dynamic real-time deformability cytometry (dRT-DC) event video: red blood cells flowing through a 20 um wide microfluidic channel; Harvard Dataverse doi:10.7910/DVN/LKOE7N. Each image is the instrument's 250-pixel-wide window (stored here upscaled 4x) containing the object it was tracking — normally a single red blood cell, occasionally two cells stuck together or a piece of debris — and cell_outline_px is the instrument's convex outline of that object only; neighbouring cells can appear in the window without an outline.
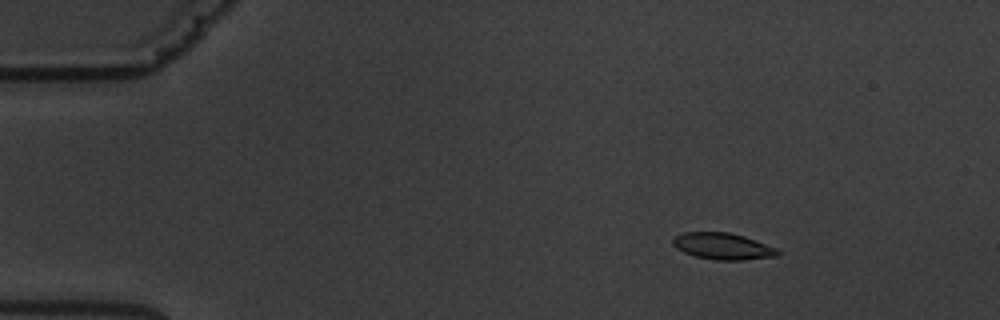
{"species": "common noctule bat (a hibernating species)", "species_latin": "Nyctalus noctula", "temperature_condition": "warm", "stored_images_in_passage": 5, "camera_frame_rate_fps": 3000, "um_per_image_px": 0.085, "animal": {"sex": "male", "body_mass_g": 19.5, "forearm_length_mm": 54.6}, "frame": {"image": 1, "passage_image": 2, "time_ms": 1.0, "image_size_px": [1000, 320], "cell_outline_px": [[780, 252], [776, 256], [744, 260], [716, 260], [696, 256], [684, 252], [676, 248], [672, 244], [672, 240], [676, 236], [684, 232], [728, 232], [744, 236], [776, 248]], "centroid_in_image_um": [61.42, 20.93], "position_along_channel_um": 23.6, "area_um2": 16.07}}
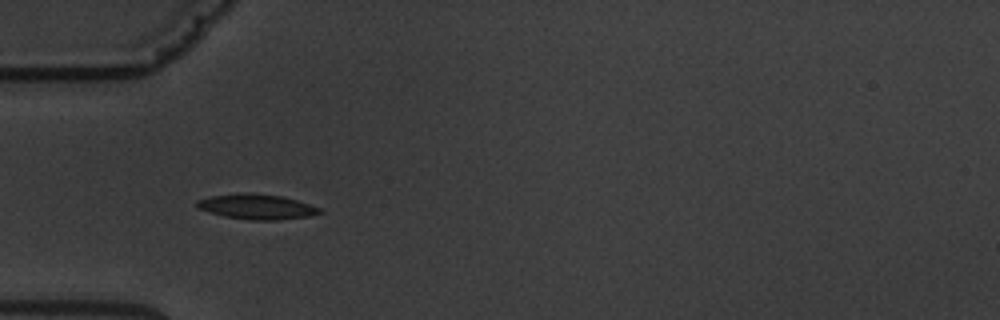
{"frame": {"image": 2, "passage_image": 4, "time_ms": 4.333, "image_size_px": [1000, 320], "cell_outline_px": [[324, 212], [308, 216], [280, 220], [248, 220], [224, 216], [196, 208], [196, 200], [212, 196], [244, 192], [248, 192], [284, 196], [320, 208]], "centroid_in_image_um": [21.81, 17.57], "position_along_channel_um": 63.2, "area_um2": 18.03}}